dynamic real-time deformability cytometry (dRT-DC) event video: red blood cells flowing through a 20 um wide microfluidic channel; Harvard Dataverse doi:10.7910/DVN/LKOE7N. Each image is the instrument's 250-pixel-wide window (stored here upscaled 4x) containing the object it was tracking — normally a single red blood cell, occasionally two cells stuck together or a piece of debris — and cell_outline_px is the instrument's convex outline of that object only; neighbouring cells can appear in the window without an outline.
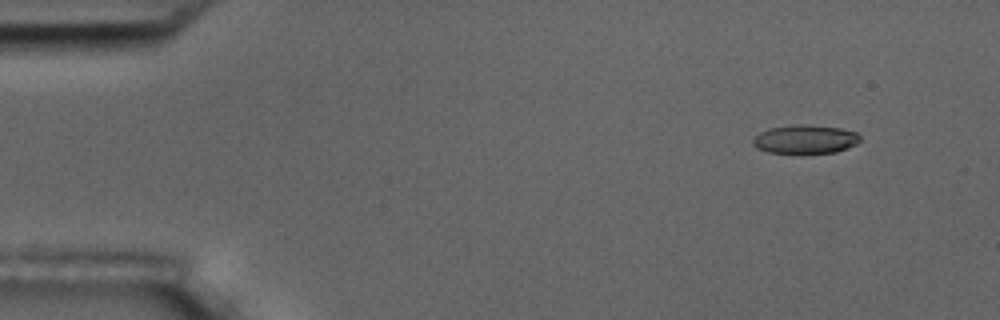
{"species": "common noctule bat (a hibernating species)", "species_latin": "Nyctalus noctula", "temperature_condition": "room temperature", "stored_images_in_passage": 4, "camera_frame_rate_fps": 3000, "um_per_image_px": 0.085, "animal": {"sex": "male", "body_mass_g": 17.5, "forearm_length_mm": 52.3}, "frame": {"image": 1, "passage_image": 2, "time_ms": 1.0, "image_size_px": [1000, 320], "cell_outline_px": [[860, 140], [856, 144], [848, 148], [836, 152], [800, 156], [768, 152], [756, 148], [752, 144], [752, 140], [760, 132], [768, 128], [796, 124], [808, 124], [840, 128], [856, 132], [860, 136]], "centroid_in_image_um": [68.42, 11.88], "position_along_channel_um": 16.6, "area_um2": 18.79}}
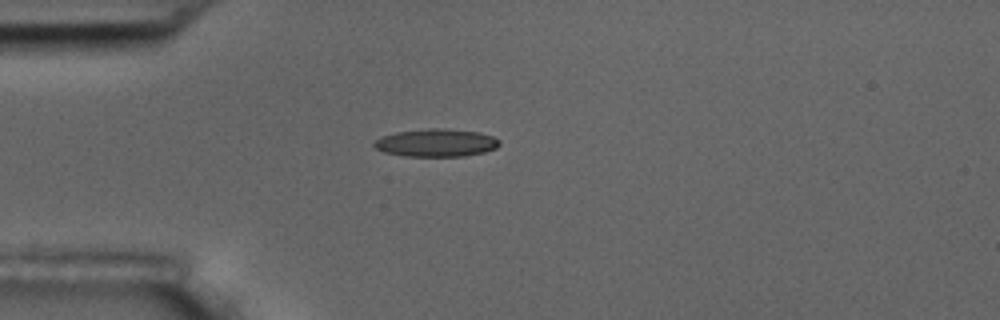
{"frame": {"image": 2, "passage_image": 4, "time_ms": 4.333, "image_size_px": [1000, 320], "cell_outline_px": [[500, 144], [496, 148], [484, 152], [464, 156], [404, 156], [384, 152], [376, 148], [372, 144], [380, 136], [396, 132], [428, 128], [444, 128], [480, 132], [492, 136], [500, 140]], "centroid_in_image_um": [37.08, 12.13], "position_along_channel_um": 47.9, "area_um2": 20.4}}